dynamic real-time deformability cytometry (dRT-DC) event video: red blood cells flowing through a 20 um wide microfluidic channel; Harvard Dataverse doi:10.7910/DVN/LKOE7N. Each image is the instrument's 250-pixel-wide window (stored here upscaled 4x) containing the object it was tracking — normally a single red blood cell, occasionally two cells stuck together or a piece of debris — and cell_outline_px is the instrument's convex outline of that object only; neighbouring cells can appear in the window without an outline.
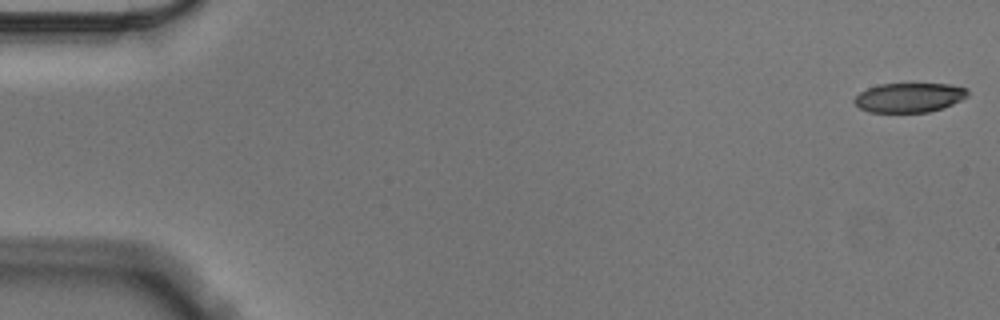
{"species": "Egyptian fruit bat (a non-hibernating species)", "species_latin": "Rousettus aegyptiacus", "temperature_condition": "cold", "stored_images_in_passage": 56, "camera_frame_rate_fps": 3000, "um_per_image_px": 0.085, "animal": {"sex": "male"}, "frame": {"image": 1, "passage_image": 1, "time_ms": 0.0, "image_size_px": [1000, 320], "cell_outline_px": [[968, 96], [952, 104], [928, 112], [868, 112], [860, 108], [852, 100], [860, 92], [868, 88], [880, 84], [948, 84], [968, 88]], "centroid_in_image_um": [77.27, 8.29], "position_along_channel_um": 7.7, "area_um2": 19.31}}
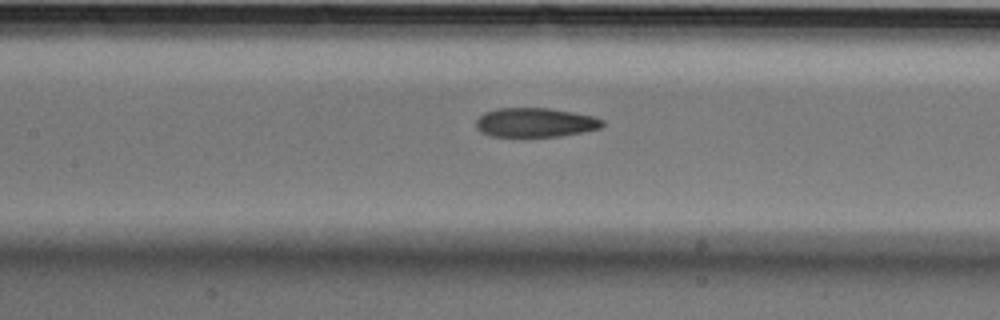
{"frame": {"image": 2, "passage_image": 26, "time_ms": 8.333, "image_size_px": [1000, 320], "cell_outline_px": [[604, 124], [600, 128], [584, 132], [560, 136], [488, 136], [480, 132], [476, 128], [476, 120], [484, 112], [496, 108], [548, 108], [572, 112], [592, 116], [604, 120]], "centroid_in_image_um": [45.47, 10.41], "position_along_channel_um": 161.9, "area_um2": 21.56}}
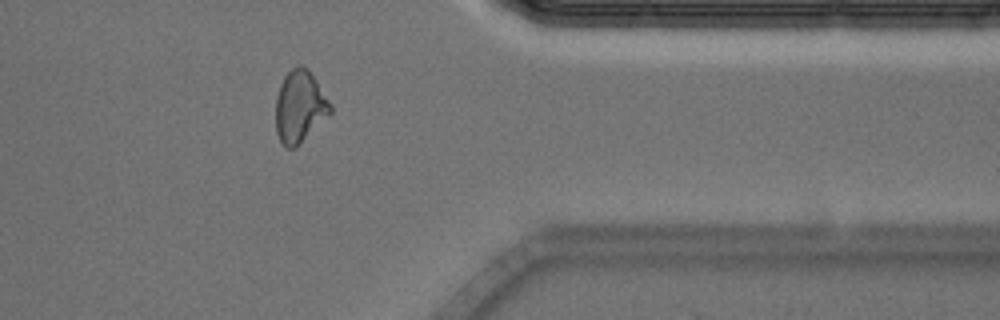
{"frame": {"image": 3, "passage_image": 46, "time_ms": 15.0, "image_size_px": [1000, 320], "cell_outline_px": [[332, 112], [296, 148], [284, 148], [276, 132], [276, 96], [280, 84], [284, 76], [292, 68], [300, 64], [304, 64], [308, 68], [332, 104]], "centroid_in_image_um": [25.48, 9.06], "position_along_channel_um": 385.9, "area_um2": 23.18}, "authors_computed_cell_mechanics": {"area_um2": 22.1663, "velocity_mm_per_s": 3.554, "shape_relaxation_time_tau1_ms": 9.9924, "shape_relaxation_time_tau2_ms": 3.6391, "deformation_change_tau1": 0.2009, "deformation_change_tau2": 0.1165}}